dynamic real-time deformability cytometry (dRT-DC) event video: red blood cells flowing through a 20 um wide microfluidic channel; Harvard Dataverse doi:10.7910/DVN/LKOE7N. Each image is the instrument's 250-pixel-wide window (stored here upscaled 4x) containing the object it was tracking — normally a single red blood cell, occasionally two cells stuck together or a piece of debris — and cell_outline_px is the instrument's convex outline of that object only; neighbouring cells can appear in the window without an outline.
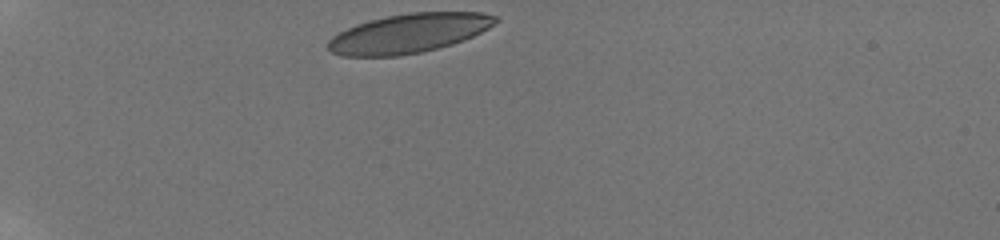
{"species": "human", "species_latin": "Homo sapiens", "temperature_condition": "room temperature", "stored_images_in_passage": 34, "camera_frame_rate_fps": 3000, "um_per_image_px": 0.085, "donor": {"sex": "male"}, "frame": {"image": 1, "passage_image": 1, "time_ms": 0.0, "image_size_px": [1000, 240], "cell_outline_px": [[500, 20], [488, 28], [464, 40], [452, 44], [420, 52], [400, 56], [340, 56], [332, 52], [328, 48], [328, 40], [332, 36], [356, 24], [388, 16], [408, 12], [484, 12], [500, 16]], "centroid_in_image_um": [34.78, 2.82], "position_along_channel_um": 50.2, "area_um2": 38.21}}
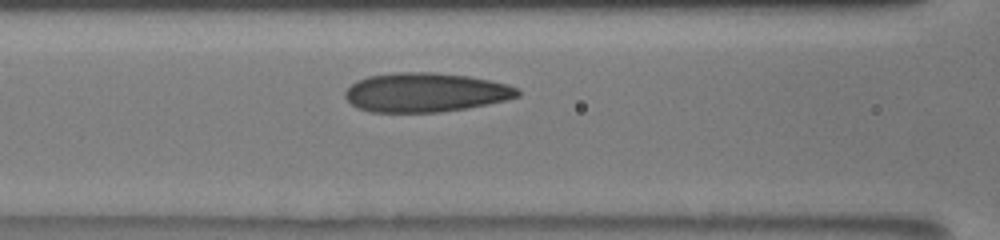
{"frame": {"image": 2, "passage_image": 11, "time_ms": 3.333, "image_size_px": [1000, 240], "cell_outline_px": [[520, 96], [504, 100], [464, 108], [440, 112], [372, 112], [360, 108], [352, 104], [344, 96], [344, 92], [356, 80], [368, 76], [396, 72], [432, 72], [468, 76], [508, 84], [516, 88], [520, 92]], "centroid_in_image_um": [36.13, 7.84], "position_along_channel_um": 130.5, "area_um2": 39.07}}
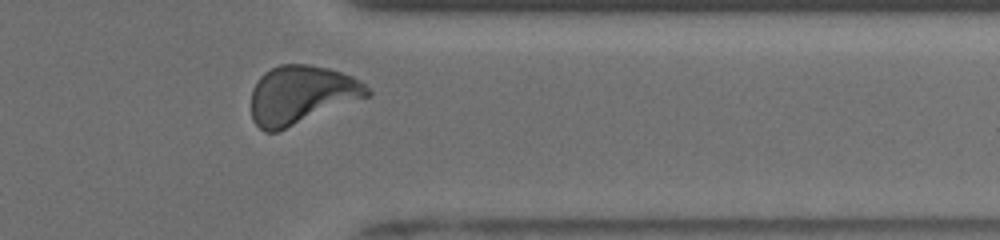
{"frame": {"image": 3, "passage_image": 31, "time_ms": 10.0, "image_size_px": [1000, 240], "cell_outline_px": [[372, 92], [368, 96], [276, 132], [264, 132], [252, 120], [252, 88], [260, 76], [264, 72], [280, 64], [308, 64], [328, 68], [352, 76], [360, 80]], "centroid_in_image_um": [25.59, 8.05], "position_along_channel_um": 385.8, "area_um2": 39.19}, "authors_computed_cell_mechanics": {"area_um2": 38.7549, "velocity_mm_per_s": 3.8462, "shape_relaxation_time_tau1_ms": 4.0219, "shape_relaxation_time_tau2_ms": 0.8263, "deformation_change_tau1": 0.1489, "deformation_change_tau2": 0.0675}}